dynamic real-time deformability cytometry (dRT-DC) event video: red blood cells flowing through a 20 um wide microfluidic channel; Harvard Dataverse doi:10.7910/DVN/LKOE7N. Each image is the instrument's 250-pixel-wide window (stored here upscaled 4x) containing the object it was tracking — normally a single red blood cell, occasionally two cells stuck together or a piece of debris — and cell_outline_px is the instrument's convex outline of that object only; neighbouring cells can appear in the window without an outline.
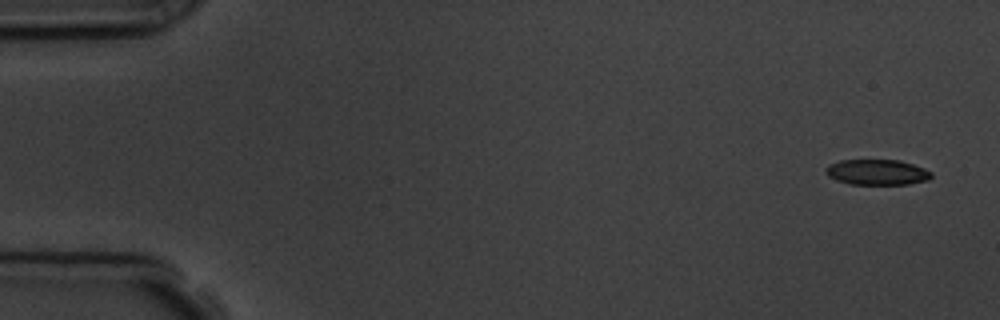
{"species": "common noctule bat (a hibernating species)", "species_latin": "Nyctalus noctula", "temperature_condition": "room temperature", "stored_images_in_passage": 5, "camera_frame_rate_fps": 3000, "um_per_image_px": 0.085, "animal": {"sex": "male", "body_mass_g": 19.5, "forearm_length_mm": 54.6}, "frame": {"image": 1, "passage_image": 1, "time_ms": 0.0, "image_size_px": [1000, 320], "cell_outline_px": [[932, 176], [928, 180], [908, 184], [848, 184], [836, 180], [828, 176], [824, 172], [828, 164], [840, 160], [900, 160], [924, 168], [932, 172]], "centroid_in_image_um": [74.53, 14.63], "position_along_channel_um": 10.5, "area_um2": 15.78}}
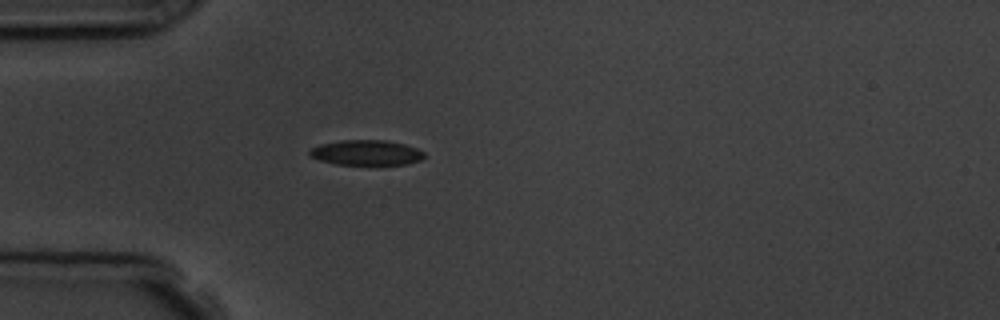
{"frame": {"image": 2, "passage_image": 5, "time_ms": 4.333, "image_size_px": [1000, 320], "cell_outline_px": [[424, 156], [420, 160], [404, 164], [336, 164], [320, 160], [312, 156], [308, 152], [312, 148], [320, 144], [340, 140], [384, 140], [404, 144], [416, 148], [424, 152]], "centroid_in_image_um": [31.13, 12.96], "position_along_channel_um": 53.9, "area_um2": 16.53}}